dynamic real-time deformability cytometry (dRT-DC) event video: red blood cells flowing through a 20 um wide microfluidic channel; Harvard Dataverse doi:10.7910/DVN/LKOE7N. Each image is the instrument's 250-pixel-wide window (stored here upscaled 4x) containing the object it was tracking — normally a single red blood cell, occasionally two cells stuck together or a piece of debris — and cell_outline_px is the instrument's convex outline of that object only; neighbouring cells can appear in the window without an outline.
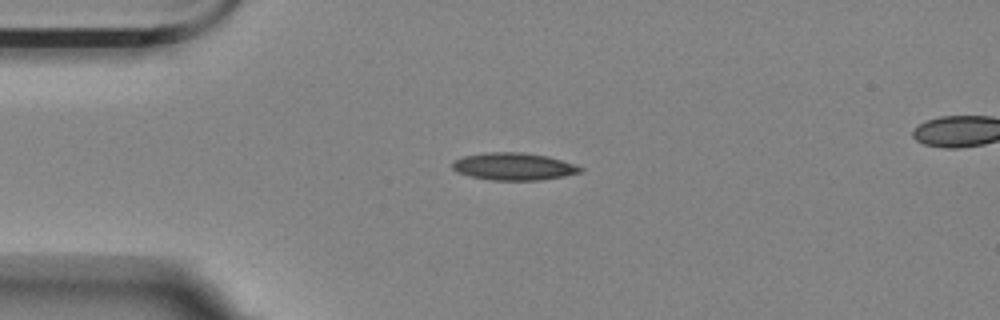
{"species": "Egyptian fruit bat (a non-hibernating species)", "species_latin": "Rousettus aegyptiacus", "temperature_condition": "room temperature", "stored_images_in_passage": 44, "camera_frame_rate_fps": 3000, "um_per_image_px": 0.085, "animal": {"sex": "female"}, "frame": {"image": 1, "passage_image": 1, "time_ms": 0.0, "image_size_px": [1000, 320], "cell_outline_px": [[584, 172], [564, 176], [540, 180], [492, 180], [468, 176], [456, 172], [452, 168], [452, 160], [464, 156], [484, 152], [524, 152], [548, 156], [584, 168]], "centroid_in_image_um": [43.63, 14.15], "position_along_channel_um": 41.4, "area_um2": 20.58}}
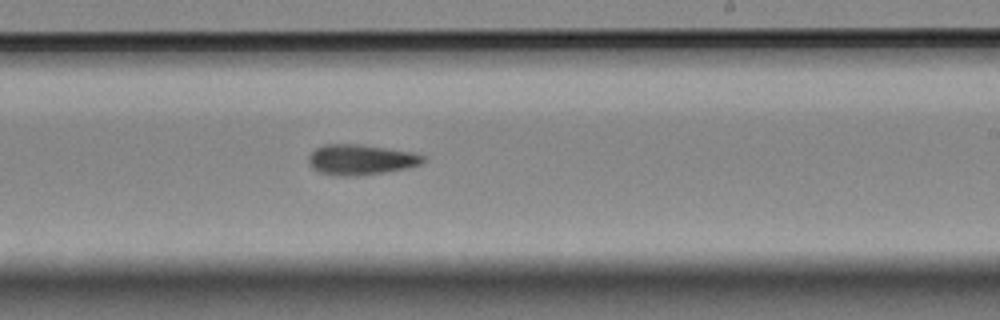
{"frame": {"image": 2, "passage_image": 21, "time_ms": 6.667, "image_size_px": [1000, 320], "cell_outline_px": [[424, 160], [420, 164], [408, 168], [388, 172], [352, 176], [336, 176], [320, 172], [312, 168], [308, 164], [308, 156], [316, 148], [324, 144], [360, 144], [412, 152], [424, 156]], "centroid_in_image_um": [30.64, 13.57], "position_along_channel_um": 258.4, "area_um2": 20.35}}
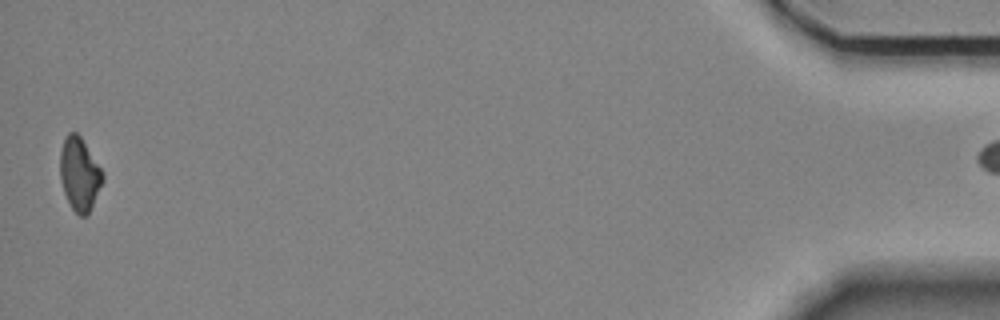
{"frame": {"image": 3, "passage_image": 43, "time_ms": 14.0, "image_size_px": [1000, 320], "cell_outline_px": [[104, 180], [88, 216], [80, 216], [72, 208], [64, 192], [60, 180], [60, 152], [64, 136], [68, 132], [76, 132], [80, 136], [104, 172]], "centroid_in_image_um": [6.76, 14.79], "position_along_channel_um": 428.4, "area_um2": 18.32}}